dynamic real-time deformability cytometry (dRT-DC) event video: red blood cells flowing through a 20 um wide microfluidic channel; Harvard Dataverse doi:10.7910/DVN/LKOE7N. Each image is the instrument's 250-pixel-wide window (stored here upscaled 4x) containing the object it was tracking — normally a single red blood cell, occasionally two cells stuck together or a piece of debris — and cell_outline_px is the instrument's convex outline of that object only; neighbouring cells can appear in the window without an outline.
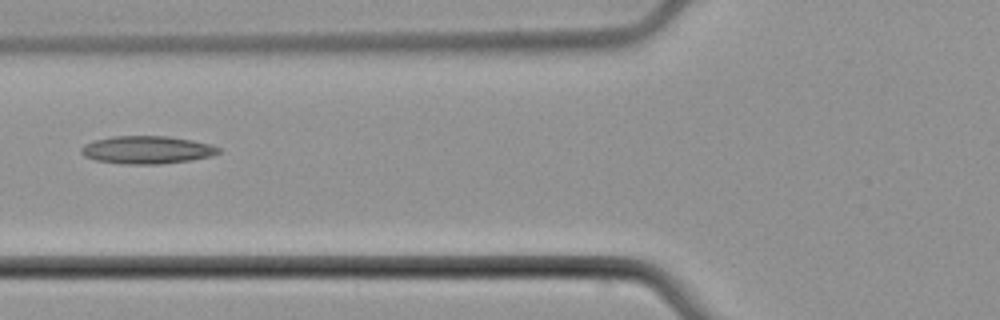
{"species": "common noctule bat (a hibernating species)", "species_latin": "Nyctalus noctula", "temperature_condition": "cold", "stored_images_in_passage": 5, "camera_frame_rate_fps": 3000, "um_per_image_px": 0.085, "animal": {"sex": "male", "body_mass_g": 21.5, "forearm_length_mm": 52.0}, "frame": {"image": 1, "passage_image": 5, "time_ms": 5.667, "image_size_px": [1000, 320], "cell_outline_px": [[220, 152], [212, 156], [188, 160], [160, 164], [124, 164], [96, 160], [84, 156], [80, 152], [80, 148], [84, 144], [92, 140], [112, 136], [168, 136], [192, 140], [212, 144], [220, 148]], "centroid_in_image_um": [12.47, 12.73], "position_along_channel_um": 113.3, "area_um2": 22.37}}